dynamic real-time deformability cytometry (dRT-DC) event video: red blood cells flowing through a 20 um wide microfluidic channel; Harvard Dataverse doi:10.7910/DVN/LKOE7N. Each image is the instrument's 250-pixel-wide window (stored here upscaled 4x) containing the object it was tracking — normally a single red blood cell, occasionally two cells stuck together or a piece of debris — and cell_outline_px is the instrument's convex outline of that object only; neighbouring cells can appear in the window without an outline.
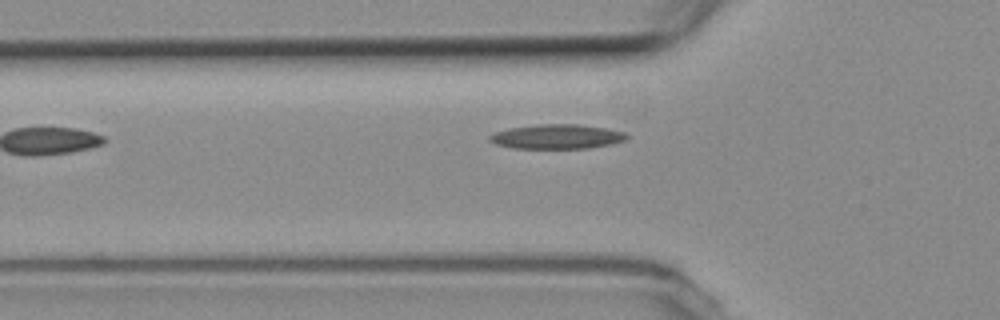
{"species": "common noctule bat (a hibernating species)", "species_latin": "Nyctalus noctula", "temperature_condition": "room temperature", "stored_images_in_passage": 3, "camera_frame_rate_fps": 3000, "um_per_image_px": 0.085, "animal": {"sex": "female", "body_mass_g": 19.3, "forearm_length_mm": 54.1}, "frame": {"image": 1, "passage_image": 2, "time_ms": 1.333, "image_size_px": [1000, 320], "cell_outline_px": [[632, 136], [628, 140], [612, 144], [588, 148], [512, 148], [496, 144], [488, 140], [488, 136], [496, 132], [508, 128], [540, 124], [576, 124], [608, 128], [624, 132]], "centroid_in_image_um": [47.4, 11.61], "position_along_channel_um": 78.4, "area_um2": 19.77}}
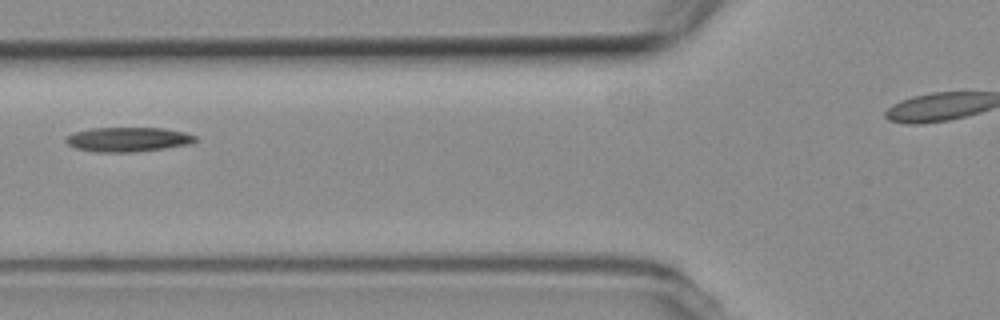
{"frame": {"image": 2, "passage_image": 3, "time_ms": 2.333, "image_size_px": [1000, 320], "cell_outline_px": [[196, 140], [192, 144], [136, 152], [96, 152], [76, 148], [68, 144], [64, 140], [72, 132], [92, 128], [164, 128], [184, 132], [196, 136]], "centroid_in_image_um": [10.88, 11.85], "position_along_channel_um": 114.9, "area_um2": 18.5}}